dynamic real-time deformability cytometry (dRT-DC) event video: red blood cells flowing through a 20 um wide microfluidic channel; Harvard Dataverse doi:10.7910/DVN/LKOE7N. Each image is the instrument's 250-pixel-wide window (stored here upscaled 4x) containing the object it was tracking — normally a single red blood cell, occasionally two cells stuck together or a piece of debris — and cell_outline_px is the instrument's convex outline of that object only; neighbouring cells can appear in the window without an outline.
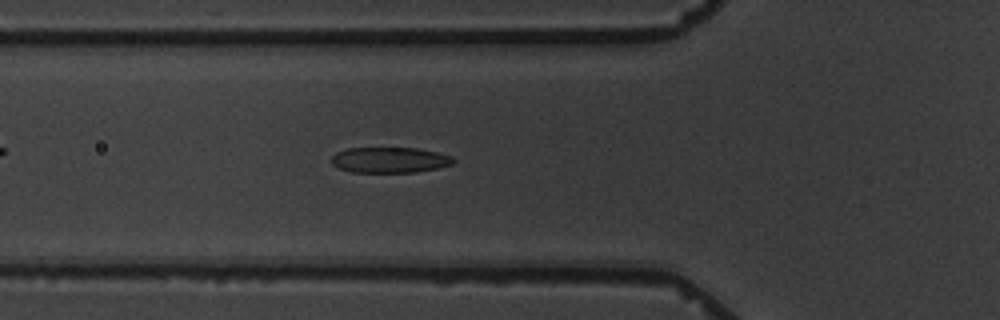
{"species": "common noctule bat (a hibernating species)", "species_latin": "Nyctalus noctula", "temperature_condition": "warm", "stored_images_in_passage": 5, "camera_frame_rate_fps": 3000, "um_per_image_px": 0.085, "animal": {"sex": "male", "body_mass_g": 19.5, "forearm_length_mm": 54.6}, "frame": {"image": 1, "passage_image": 5, "time_ms": 5.667, "image_size_px": [1000, 320], "cell_outline_px": [[456, 160], [452, 164], [440, 168], [416, 172], [352, 172], [340, 168], [332, 164], [332, 156], [336, 152], [348, 148], [416, 148], [436, 152], [452, 156]], "centroid_in_image_um": [33.15, 13.6], "position_along_channel_um": 92.6, "area_um2": 18.21}}